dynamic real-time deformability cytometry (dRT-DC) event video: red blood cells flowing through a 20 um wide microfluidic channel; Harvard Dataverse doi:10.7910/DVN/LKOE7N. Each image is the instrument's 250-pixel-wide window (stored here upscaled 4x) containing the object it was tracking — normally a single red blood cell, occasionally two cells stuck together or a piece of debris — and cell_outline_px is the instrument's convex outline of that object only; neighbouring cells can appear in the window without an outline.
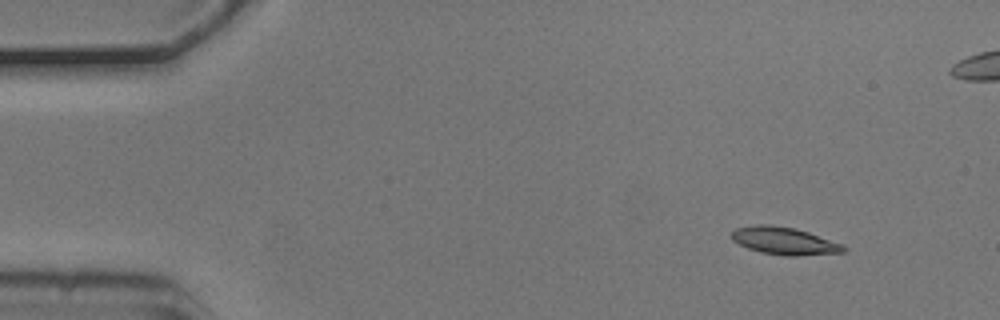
{"species": "common noctule bat (a hibernating species)", "species_latin": "Nyctalus noctula", "temperature_condition": "cold", "stored_images_in_passage": 5, "camera_frame_rate_fps": 3000, "um_per_image_px": 0.085, "animal": {"sex": "male", "body_mass_g": 20.5, "forearm_length_mm": 52.5}, "frame": {"image": 1, "passage_image": 1, "time_ms": 0.0, "image_size_px": [1000, 320], "cell_outline_px": [[848, 248], [844, 252], [796, 256], [784, 256], [760, 252], [748, 248], [732, 240], [732, 232], [736, 228], [756, 224], [772, 224], [796, 228], [844, 244]], "centroid_in_image_um": [66.69, 20.47], "position_along_channel_um": 18.3, "area_um2": 18.09}}